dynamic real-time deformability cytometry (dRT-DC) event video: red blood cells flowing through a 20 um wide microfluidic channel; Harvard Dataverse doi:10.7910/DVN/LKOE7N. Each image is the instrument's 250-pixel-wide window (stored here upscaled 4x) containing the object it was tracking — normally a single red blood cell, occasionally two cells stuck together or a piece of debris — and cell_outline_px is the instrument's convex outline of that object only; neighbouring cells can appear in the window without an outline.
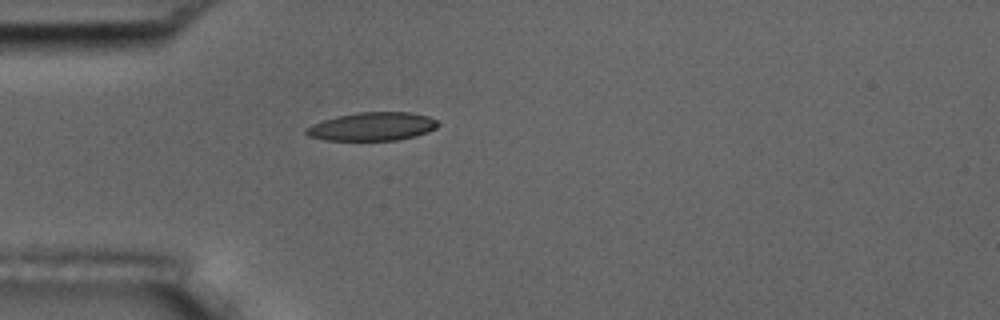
{"species": "common noctule bat (a hibernating species)", "species_latin": "Nyctalus noctula", "temperature_condition": "room temperature", "stored_images_in_passage": 1, "camera_frame_rate_fps": 3000, "um_per_image_px": 0.085, "animal": {"sex": "male", "body_mass_g": 17.5, "forearm_length_mm": 52.3}, "frame": {"image": 1, "passage_image": 1, "time_ms": 0.0, "image_size_px": [1000, 320], "cell_outline_px": [[440, 124], [436, 128], [428, 132], [416, 136], [396, 140], [324, 140], [308, 136], [304, 132], [304, 128], [312, 124], [336, 116], [356, 112], [408, 112], [428, 116], [436, 120]], "centroid_in_image_um": [31.63, 10.75], "position_along_channel_um": 53.4, "area_um2": 21.91}}